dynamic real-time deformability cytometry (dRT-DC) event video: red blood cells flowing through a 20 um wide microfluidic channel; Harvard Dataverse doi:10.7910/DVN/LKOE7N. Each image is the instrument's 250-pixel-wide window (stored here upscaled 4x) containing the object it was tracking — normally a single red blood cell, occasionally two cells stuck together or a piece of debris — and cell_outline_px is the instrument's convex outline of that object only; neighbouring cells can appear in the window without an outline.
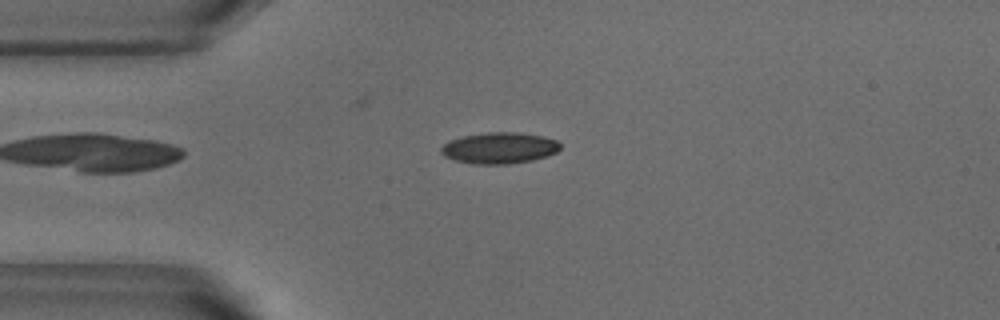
{"species": "common noctule bat (a hibernating species)", "species_latin": "Nyctalus noctula", "temperature_condition": "warm", "stored_images_in_passage": 48, "camera_frame_rate_fps": 3000, "um_per_image_px": 0.085, "animal": {"sex": "male", "body_mass_g": 18.8}, "frame": {"image": 1, "passage_image": 8, "time_ms": 2.333, "image_size_px": [1000, 320], "cell_outline_px": [[560, 148], [556, 152], [532, 160], [508, 164], [472, 164], [456, 160], [444, 156], [440, 152], [440, 148], [448, 140], [464, 136], [488, 132], [516, 132], [544, 136], [556, 140], [560, 144]], "centroid_in_image_um": [42.42, 12.57], "position_along_channel_um": 42.6, "area_um2": 21.62}}
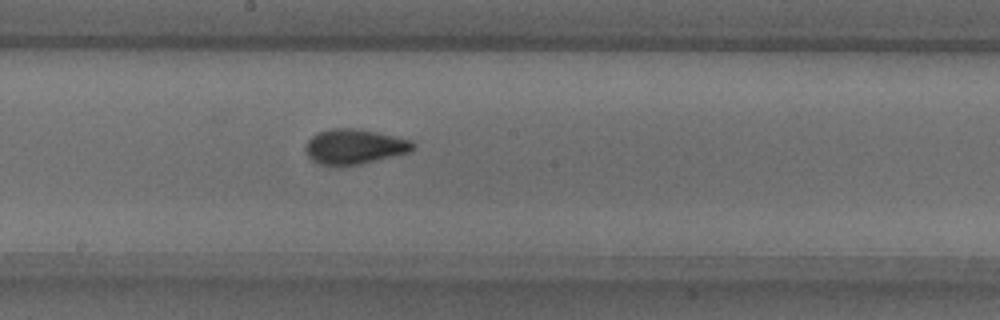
{"frame": {"image": 2, "passage_image": 23, "time_ms": 7.333, "image_size_px": [1000, 320], "cell_outline_px": [[416, 144], [408, 152], [360, 164], [320, 164], [312, 160], [308, 156], [304, 148], [304, 144], [312, 136], [320, 132], [332, 128], [352, 128], [376, 132], [396, 136], [412, 140]], "centroid_in_image_um": [30.11, 12.44], "position_along_channel_um": 218.1, "area_um2": 21.5}}
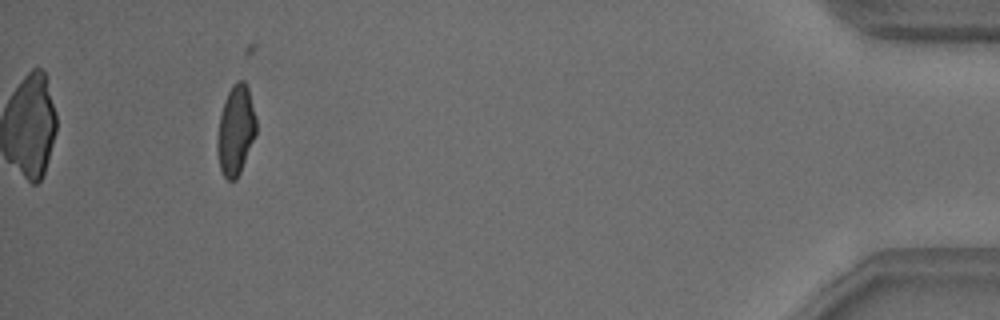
{"frame": {"image": 3, "passage_image": 44, "time_ms": 14.333, "image_size_px": [1000, 320], "cell_outline_px": [[256, 136], [240, 172], [236, 180], [228, 180], [224, 176], [220, 168], [216, 152], [216, 140], [220, 116], [224, 100], [232, 84], [236, 80], [244, 80], [248, 88], [256, 120]], "centroid_in_image_um": [20.02, 11.07], "position_along_channel_um": 415.2, "area_um2": 20.46}, "authors_computed_cell_mechanics": {"area_um2": 20.808, "velocity_mm_per_s": 3.8369, "shape_relaxation_time_tau1_ms": 3.9342, "shape_relaxation_time_tau2_ms": 1.5214, "deformation_change_tau1": 0.1498, "deformation_change_tau2": 0.0605}}